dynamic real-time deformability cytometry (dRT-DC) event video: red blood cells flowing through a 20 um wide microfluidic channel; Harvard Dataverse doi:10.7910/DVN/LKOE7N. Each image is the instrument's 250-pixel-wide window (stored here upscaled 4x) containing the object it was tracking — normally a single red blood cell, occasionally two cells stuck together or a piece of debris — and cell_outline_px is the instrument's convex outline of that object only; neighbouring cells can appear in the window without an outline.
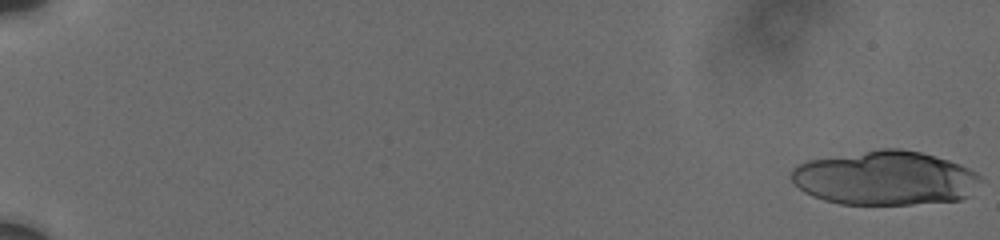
{"species": "human", "species_latin": "Homo sapiens", "temperature_condition": "cold", "stored_images_in_passage": 46, "camera_frame_rate_fps": 3000, "um_per_image_px": 0.085, "donor": {"sex": "male"}, "frame": {"image": 1, "passage_image": 1, "time_ms": 0.0, "image_size_px": [1000, 240], "cell_outline_px": [[984, 180], [968, 196], [960, 200], [912, 204], [840, 204], [824, 200], [812, 196], [804, 192], [792, 180], [792, 168], [796, 164], [808, 160], [880, 148], [900, 148], [920, 152], [936, 156], [960, 164], [976, 172]], "centroid_in_image_um": [75.25, 15.13], "position_along_channel_um": 9.8, "area_um2": 60.05}}